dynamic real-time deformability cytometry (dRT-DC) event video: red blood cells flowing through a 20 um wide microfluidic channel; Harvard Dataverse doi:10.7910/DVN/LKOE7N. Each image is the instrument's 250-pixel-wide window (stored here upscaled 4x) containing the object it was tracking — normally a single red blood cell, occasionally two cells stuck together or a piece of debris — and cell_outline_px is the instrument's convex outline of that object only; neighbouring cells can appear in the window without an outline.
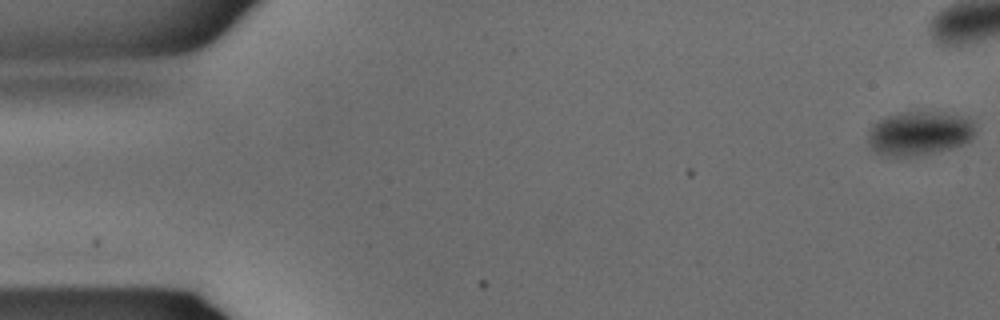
{"species": "common noctule bat (a hibernating species)", "species_latin": "Nyctalus noctula", "temperature_condition": "warm", "stored_images_in_passage": 30, "camera_frame_rate_fps": 3000, "um_per_image_px": 0.085, "animal": {"sex": "male", "body_mass_g": 15.6}, "frame": {"image": 1, "passage_image": 1, "time_ms": 0.0, "image_size_px": [1000, 320], "cell_outline_px": [[972, 136], [964, 144], [952, 148], [932, 152], [908, 156], [892, 156], [876, 152], [868, 144], [868, 132], [872, 124], [888, 116], [900, 112], [940, 112], [968, 116], [972, 120]], "centroid_in_image_um": [78.12, 11.31], "position_along_channel_um": 6.9, "area_um2": 27.22}}